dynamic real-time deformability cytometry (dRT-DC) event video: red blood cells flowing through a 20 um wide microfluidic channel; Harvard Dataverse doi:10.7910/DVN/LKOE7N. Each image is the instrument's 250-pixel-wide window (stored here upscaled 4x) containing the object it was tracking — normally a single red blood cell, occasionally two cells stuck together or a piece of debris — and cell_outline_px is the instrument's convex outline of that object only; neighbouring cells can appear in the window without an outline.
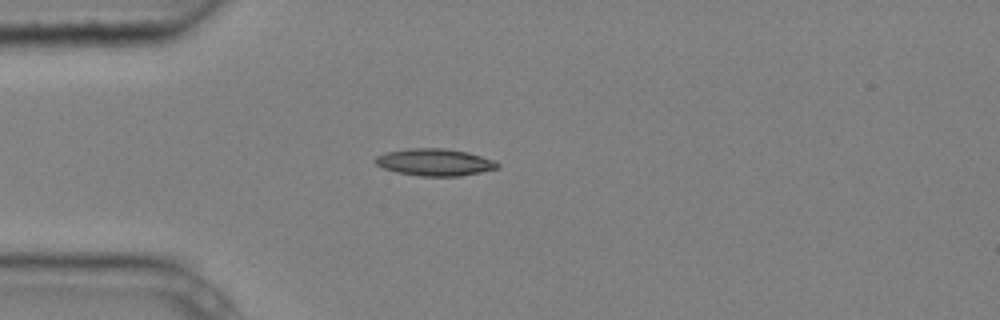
{"species": "common noctule bat (a hibernating species)", "species_latin": "Nyctalus noctula", "temperature_condition": "cold", "stored_images_in_passage": 1, "camera_frame_rate_fps": 3000, "um_per_image_px": 0.085, "animal": {"sex": "male", "body_mass_g": 20.4}, "frame": {"image": 1, "passage_image": 1, "time_ms": 0.0, "image_size_px": [1000, 320], "cell_outline_px": [[500, 168], [460, 176], [420, 176], [396, 172], [384, 168], [376, 164], [372, 160], [376, 156], [384, 152], [408, 148], [444, 148], [468, 152], [492, 160], [500, 164]], "centroid_in_image_um": [36.91, 13.78], "position_along_channel_um": 48.1, "area_um2": 19.36}}